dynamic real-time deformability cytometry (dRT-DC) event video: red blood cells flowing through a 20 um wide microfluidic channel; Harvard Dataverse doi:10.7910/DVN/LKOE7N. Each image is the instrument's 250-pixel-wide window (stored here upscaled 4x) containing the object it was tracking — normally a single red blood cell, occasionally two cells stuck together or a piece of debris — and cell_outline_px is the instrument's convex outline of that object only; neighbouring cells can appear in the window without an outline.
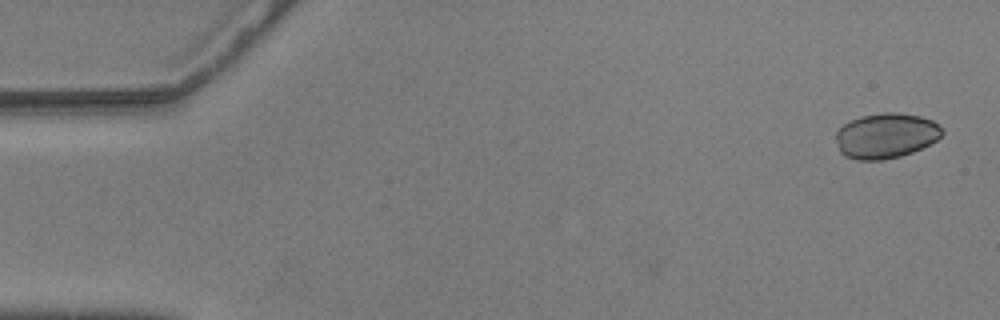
{"species": "common noctule bat (a hibernating species)", "species_latin": "Nyctalus noctula", "temperature_condition": "warm", "stored_images_in_passage": 53, "camera_frame_rate_fps": 3000, "um_per_image_px": 0.085, "animal": {"sex": "male", "body_mass_g": 20.5, "forearm_length_mm": 52.5}, "frame": {"image": 1, "passage_image": 2, "time_ms": 0.333, "image_size_px": [1000, 320], "cell_outline_px": [[944, 132], [936, 140], [912, 152], [900, 156], [884, 160], [856, 160], [844, 156], [840, 152], [836, 140], [836, 132], [844, 124], [860, 116], [884, 112], [896, 112], [920, 116], [932, 120]], "centroid_in_image_um": [75.27, 11.54], "position_along_channel_um": 9.7, "area_um2": 27.86}}
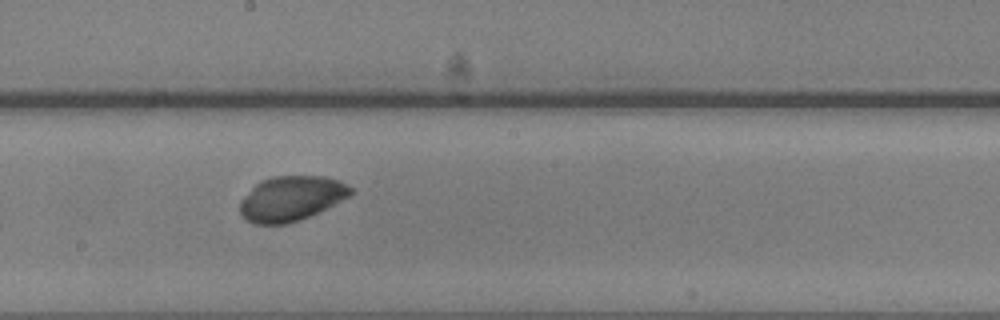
{"frame": {"image": 2, "passage_image": 31, "time_ms": 10.0, "image_size_px": [1000, 320], "cell_outline_px": [[356, 192], [352, 196], [328, 208], [300, 220], [288, 224], [252, 224], [240, 212], [240, 200], [256, 184], [272, 176], [324, 176], [340, 180], [348, 184]], "centroid_in_image_um": [24.83, 16.87], "position_along_channel_um": 223.4, "area_um2": 29.25}}
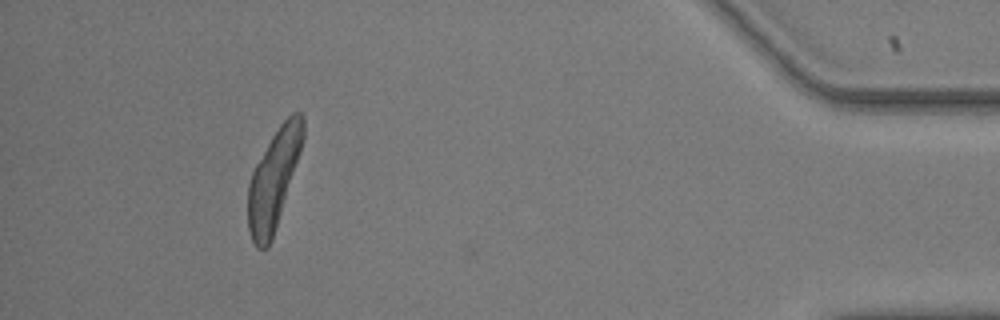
{"frame": {"image": 3, "passage_image": 52, "time_ms": 17.0, "image_size_px": [1000, 320], "cell_outline_px": [[304, 140], [272, 240], [268, 248], [256, 248], [252, 240], [248, 228], [248, 184], [252, 172], [256, 164], [272, 136], [280, 124], [292, 112], [300, 112], [304, 116]], "centroid_in_image_um": [23.27, 15.23], "position_along_channel_um": 411.9, "area_um2": 31.44}, "authors_computed_cell_mechanics": {"area_um2": 29.3046, "velocity_mm_per_s": 3.5727, "shape_relaxation_time_tau1_ms": 1.7645, "shape_relaxation_time_tau2_ms": null, "deformation_change_tau1": 0.0587, "deformation_change_tau2": null}}